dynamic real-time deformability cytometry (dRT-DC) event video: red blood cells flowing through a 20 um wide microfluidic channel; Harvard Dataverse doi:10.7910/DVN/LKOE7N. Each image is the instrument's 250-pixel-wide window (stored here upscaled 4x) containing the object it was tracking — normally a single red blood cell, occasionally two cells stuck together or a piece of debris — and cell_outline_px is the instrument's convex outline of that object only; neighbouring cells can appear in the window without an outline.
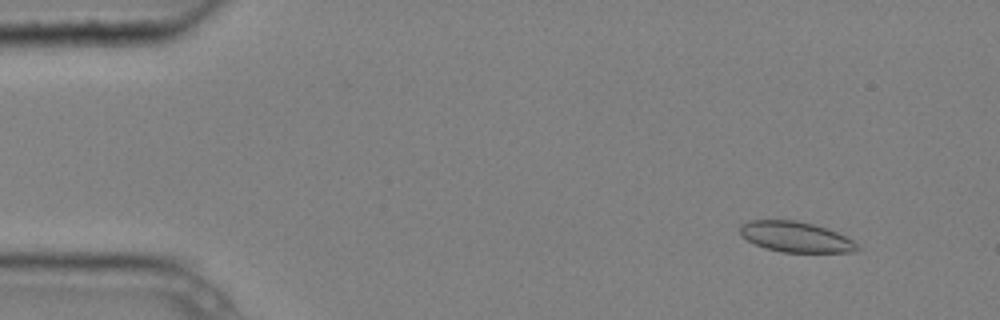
{"species": "common noctule bat (a hibernating species)", "species_latin": "Nyctalus noctula", "temperature_condition": "cold", "stored_images_in_passage": 5, "camera_frame_rate_fps": 3000, "um_per_image_px": 0.085, "animal": {"sex": "male", "body_mass_g": 20.4}, "frame": {"image": 1, "passage_image": 2, "time_ms": 0.333, "image_size_px": [1000, 320], "cell_outline_px": [[860, 248], [852, 252], [784, 252], [764, 248], [748, 240], [740, 232], [740, 224], [748, 220], [796, 220], [812, 224], [836, 232], [852, 240]], "centroid_in_image_um": [67.6, 20.13], "position_along_channel_um": 17.4, "area_um2": 20.52}}
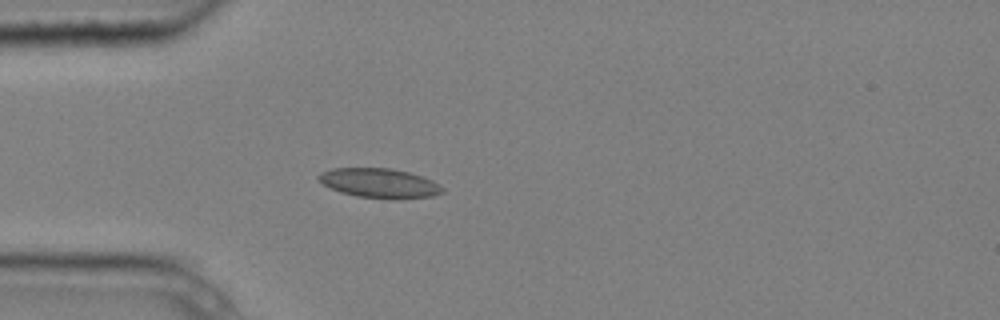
{"frame": {"image": 2, "passage_image": 5, "time_ms": 1.333, "image_size_px": [1000, 320], "cell_outline_px": [[444, 192], [432, 196], [400, 200], [392, 200], [356, 196], [340, 192], [324, 184], [316, 176], [320, 172], [332, 168], [392, 168], [408, 172], [432, 180], [440, 184], [444, 188]], "centroid_in_image_um": [32.28, 15.58], "position_along_channel_um": 52.7, "area_um2": 21.56}}